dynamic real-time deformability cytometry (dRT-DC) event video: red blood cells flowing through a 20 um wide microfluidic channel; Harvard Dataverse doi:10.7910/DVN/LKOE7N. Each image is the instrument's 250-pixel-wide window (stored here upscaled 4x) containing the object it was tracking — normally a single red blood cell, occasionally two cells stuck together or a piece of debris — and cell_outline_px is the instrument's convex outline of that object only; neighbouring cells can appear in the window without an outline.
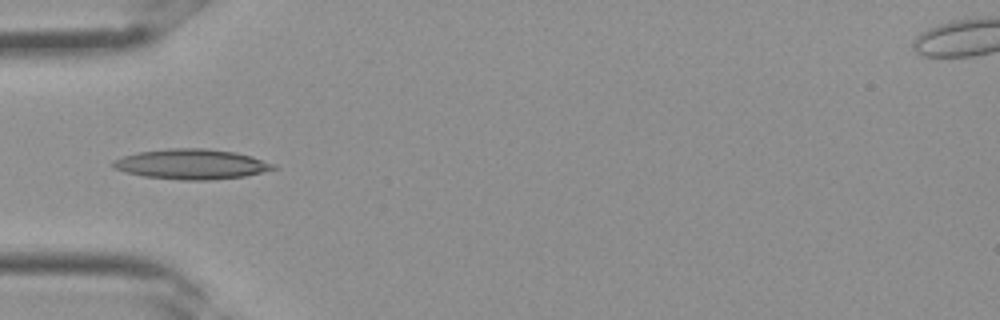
{"species": "Egyptian fruit bat (a non-hibernating species)", "species_latin": "Rousettus aegyptiacus", "temperature_condition": "room temperature", "stored_images_in_passage": 34, "camera_frame_rate_fps": 3000, "um_per_image_px": 0.085, "frame": {"image": 1, "passage_image": 11, "time_ms": 3.333, "image_size_px": [1000, 320], "cell_outline_px": [[280, 168], [244, 176], [208, 180], [180, 180], [144, 176], [124, 172], [112, 168], [112, 160], [120, 156], [136, 152], [168, 148], [208, 148], [236, 152], [252, 156], [276, 164]], "centroid_in_image_um": [16.26, 13.94], "position_along_channel_um": 68.7, "area_um2": 28.55}}
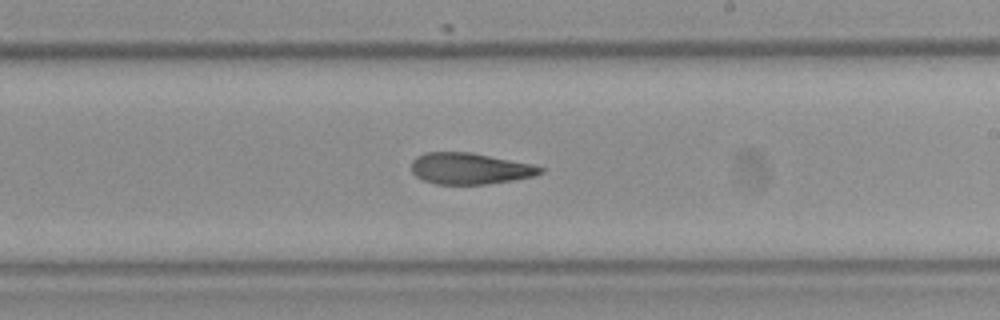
{"frame": {"image": 2, "passage_image": 20, "time_ms": 6.333, "image_size_px": [1000, 320], "cell_outline_px": [[544, 172], [532, 176], [512, 180], [488, 184], [436, 184], [424, 180], [416, 176], [412, 172], [412, 160], [416, 156], [424, 152], [472, 152], [532, 164], [544, 168]], "centroid_in_image_um": [39.92, 14.32], "position_along_channel_um": 249.1, "area_um2": 23.52}}
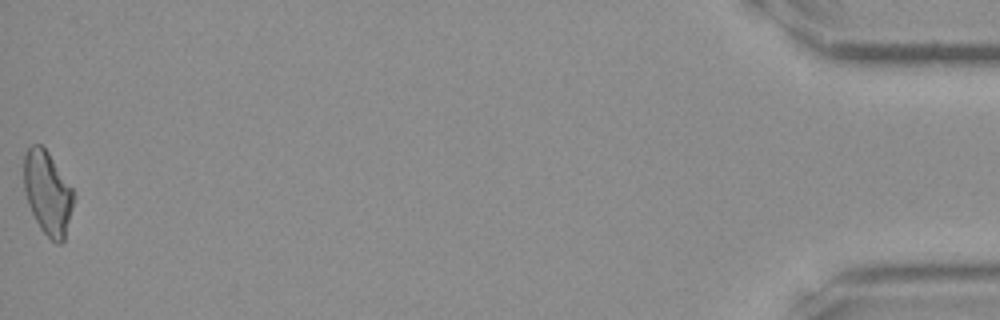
{"frame": {"image": 3, "passage_image": 34, "time_ms": 11.0, "image_size_px": [1000, 320], "cell_outline_px": [[76, 196], [64, 240], [60, 244], [56, 244], [40, 228], [28, 204], [24, 192], [24, 156], [28, 148], [32, 144], [40, 144], [48, 152], [72, 188]], "centroid_in_image_um": [4.06, 16.41], "position_along_channel_um": 431.1, "area_um2": 24.16}}